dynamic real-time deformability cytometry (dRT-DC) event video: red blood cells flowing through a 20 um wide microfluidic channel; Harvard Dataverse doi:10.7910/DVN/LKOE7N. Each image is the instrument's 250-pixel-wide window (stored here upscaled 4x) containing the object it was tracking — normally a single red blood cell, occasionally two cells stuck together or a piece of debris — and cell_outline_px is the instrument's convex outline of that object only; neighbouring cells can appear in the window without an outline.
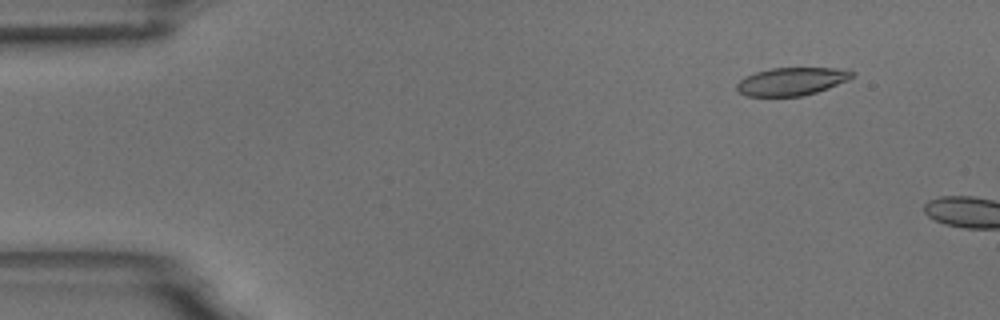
{"species": "common noctule bat (a hibernating species)", "species_latin": "Nyctalus noctula", "temperature_condition": "room temperature", "stored_images_in_passage": 9, "camera_frame_rate_fps": 3000, "um_per_image_px": 0.085, "animal": {"sex": "male", "body_mass_g": 18.8}, "frame": {"image": 1, "passage_image": 6, "time_ms": 1.667, "image_size_px": [1000, 320], "cell_outline_px": [[856, 72], [848, 80], [828, 88], [816, 92], [800, 96], [748, 96], [740, 92], [736, 88], [736, 84], [744, 76], [756, 72], [772, 68], [848, 68]], "centroid_in_image_um": [67.32, 6.9], "position_along_channel_um": 17.7, "area_um2": 18.79}}